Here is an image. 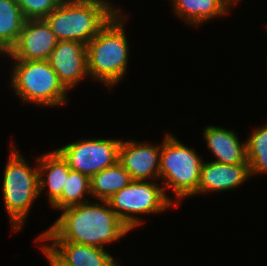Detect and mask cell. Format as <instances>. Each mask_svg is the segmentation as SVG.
Listing matches in <instances>:
<instances>
[{"label":"cell","mask_w":267,"mask_h":266,"mask_svg":"<svg viewBox=\"0 0 267 266\" xmlns=\"http://www.w3.org/2000/svg\"><path fill=\"white\" fill-rule=\"evenodd\" d=\"M121 139H88L73 141L55 149L71 170L89 178L118 162Z\"/></svg>","instance_id":"cell-8"},{"label":"cell","mask_w":267,"mask_h":266,"mask_svg":"<svg viewBox=\"0 0 267 266\" xmlns=\"http://www.w3.org/2000/svg\"><path fill=\"white\" fill-rule=\"evenodd\" d=\"M107 202L131 231L145 222L140 215L160 214L176 206L171 196L165 193L163 185L156 183V180H132Z\"/></svg>","instance_id":"cell-7"},{"label":"cell","mask_w":267,"mask_h":266,"mask_svg":"<svg viewBox=\"0 0 267 266\" xmlns=\"http://www.w3.org/2000/svg\"><path fill=\"white\" fill-rule=\"evenodd\" d=\"M239 1H242V0H226V3L231 7L233 6L235 3V5H238L237 3H240ZM233 4V5H232Z\"/></svg>","instance_id":"cell-23"},{"label":"cell","mask_w":267,"mask_h":266,"mask_svg":"<svg viewBox=\"0 0 267 266\" xmlns=\"http://www.w3.org/2000/svg\"><path fill=\"white\" fill-rule=\"evenodd\" d=\"M121 140L118 162L130 174L132 180H159L161 144Z\"/></svg>","instance_id":"cell-11"},{"label":"cell","mask_w":267,"mask_h":266,"mask_svg":"<svg viewBox=\"0 0 267 266\" xmlns=\"http://www.w3.org/2000/svg\"><path fill=\"white\" fill-rule=\"evenodd\" d=\"M251 177L249 164L203 162L196 194L225 192L240 187Z\"/></svg>","instance_id":"cell-13"},{"label":"cell","mask_w":267,"mask_h":266,"mask_svg":"<svg viewBox=\"0 0 267 266\" xmlns=\"http://www.w3.org/2000/svg\"><path fill=\"white\" fill-rule=\"evenodd\" d=\"M54 223L42 232L38 241H69L105 249L130 233L107 201H88L64 208Z\"/></svg>","instance_id":"cell-1"},{"label":"cell","mask_w":267,"mask_h":266,"mask_svg":"<svg viewBox=\"0 0 267 266\" xmlns=\"http://www.w3.org/2000/svg\"><path fill=\"white\" fill-rule=\"evenodd\" d=\"M25 18L16 0H0V53L5 56L15 45Z\"/></svg>","instance_id":"cell-18"},{"label":"cell","mask_w":267,"mask_h":266,"mask_svg":"<svg viewBox=\"0 0 267 266\" xmlns=\"http://www.w3.org/2000/svg\"><path fill=\"white\" fill-rule=\"evenodd\" d=\"M25 20L44 19L63 0H16Z\"/></svg>","instance_id":"cell-21"},{"label":"cell","mask_w":267,"mask_h":266,"mask_svg":"<svg viewBox=\"0 0 267 266\" xmlns=\"http://www.w3.org/2000/svg\"><path fill=\"white\" fill-rule=\"evenodd\" d=\"M124 13L119 9L86 45L89 78L109 90L124 80L128 69L130 49L124 26L129 17Z\"/></svg>","instance_id":"cell-2"},{"label":"cell","mask_w":267,"mask_h":266,"mask_svg":"<svg viewBox=\"0 0 267 266\" xmlns=\"http://www.w3.org/2000/svg\"><path fill=\"white\" fill-rule=\"evenodd\" d=\"M48 62L67 91L89 77L87 48L83 43L70 40L58 41Z\"/></svg>","instance_id":"cell-10"},{"label":"cell","mask_w":267,"mask_h":266,"mask_svg":"<svg viewBox=\"0 0 267 266\" xmlns=\"http://www.w3.org/2000/svg\"><path fill=\"white\" fill-rule=\"evenodd\" d=\"M88 194L91 196L90 178L78 171L70 170L61 196L51 205V207L60 211L67 207L86 203L90 201ZM86 196H88V199Z\"/></svg>","instance_id":"cell-19"},{"label":"cell","mask_w":267,"mask_h":266,"mask_svg":"<svg viewBox=\"0 0 267 266\" xmlns=\"http://www.w3.org/2000/svg\"><path fill=\"white\" fill-rule=\"evenodd\" d=\"M9 159L4 168L2 196L9 216L12 231L19 232L27 220L31 207L39 197V172L37 166H30L20 154L13 141ZM14 144V145H13Z\"/></svg>","instance_id":"cell-4"},{"label":"cell","mask_w":267,"mask_h":266,"mask_svg":"<svg viewBox=\"0 0 267 266\" xmlns=\"http://www.w3.org/2000/svg\"><path fill=\"white\" fill-rule=\"evenodd\" d=\"M174 14L194 27L212 18L227 15L231 8L224 0H170Z\"/></svg>","instance_id":"cell-16"},{"label":"cell","mask_w":267,"mask_h":266,"mask_svg":"<svg viewBox=\"0 0 267 266\" xmlns=\"http://www.w3.org/2000/svg\"><path fill=\"white\" fill-rule=\"evenodd\" d=\"M41 250L44 253V256L46 257V260H48L50 266H63L41 243L40 245Z\"/></svg>","instance_id":"cell-22"},{"label":"cell","mask_w":267,"mask_h":266,"mask_svg":"<svg viewBox=\"0 0 267 266\" xmlns=\"http://www.w3.org/2000/svg\"><path fill=\"white\" fill-rule=\"evenodd\" d=\"M203 162L195 149L166 133L161 143L159 179L165 193L168 188L173 192L176 207L180 206L179 201L196 195Z\"/></svg>","instance_id":"cell-5"},{"label":"cell","mask_w":267,"mask_h":266,"mask_svg":"<svg viewBox=\"0 0 267 266\" xmlns=\"http://www.w3.org/2000/svg\"><path fill=\"white\" fill-rule=\"evenodd\" d=\"M57 42L54 32L44 19L25 20L18 40L5 55L11 60H48Z\"/></svg>","instance_id":"cell-9"},{"label":"cell","mask_w":267,"mask_h":266,"mask_svg":"<svg viewBox=\"0 0 267 266\" xmlns=\"http://www.w3.org/2000/svg\"><path fill=\"white\" fill-rule=\"evenodd\" d=\"M37 163L39 194L47 189V198L51 206L61 196L71 169L56 150L38 156Z\"/></svg>","instance_id":"cell-15"},{"label":"cell","mask_w":267,"mask_h":266,"mask_svg":"<svg viewBox=\"0 0 267 266\" xmlns=\"http://www.w3.org/2000/svg\"><path fill=\"white\" fill-rule=\"evenodd\" d=\"M46 242L43 246L63 266H120L117 260L104 248L78 244L69 241H38ZM49 242V243H47Z\"/></svg>","instance_id":"cell-12"},{"label":"cell","mask_w":267,"mask_h":266,"mask_svg":"<svg viewBox=\"0 0 267 266\" xmlns=\"http://www.w3.org/2000/svg\"><path fill=\"white\" fill-rule=\"evenodd\" d=\"M108 0H63L44 20L58 41L87 45L120 9Z\"/></svg>","instance_id":"cell-3"},{"label":"cell","mask_w":267,"mask_h":266,"mask_svg":"<svg viewBox=\"0 0 267 266\" xmlns=\"http://www.w3.org/2000/svg\"><path fill=\"white\" fill-rule=\"evenodd\" d=\"M203 129V139L209 152L214 155L215 160L212 161L228 165L248 164L246 140L241 144L234 130L211 124Z\"/></svg>","instance_id":"cell-14"},{"label":"cell","mask_w":267,"mask_h":266,"mask_svg":"<svg viewBox=\"0 0 267 266\" xmlns=\"http://www.w3.org/2000/svg\"><path fill=\"white\" fill-rule=\"evenodd\" d=\"M10 87L22 102L40 107H61L70 101L48 60H13Z\"/></svg>","instance_id":"cell-6"},{"label":"cell","mask_w":267,"mask_h":266,"mask_svg":"<svg viewBox=\"0 0 267 266\" xmlns=\"http://www.w3.org/2000/svg\"><path fill=\"white\" fill-rule=\"evenodd\" d=\"M132 181L130 174L117 162L90 178V192L93 199L107 201L116 192Z\"/></svg>","instance_id":"cell-17"},{"label":"cell","mask_w":267,"mask_h":266,"mask_svg":"<svg viewBox=\"0 0 267 266\" xmlns=\"http://www.w3.org/2000/svg\"><path fill=\"white\" fill-rule=\"evenodd\" d=\"M246 155L251 177L267 174V122L255 128L247 137Z\"/></svg>","instance_id":"cell-20"}]
</instances>
